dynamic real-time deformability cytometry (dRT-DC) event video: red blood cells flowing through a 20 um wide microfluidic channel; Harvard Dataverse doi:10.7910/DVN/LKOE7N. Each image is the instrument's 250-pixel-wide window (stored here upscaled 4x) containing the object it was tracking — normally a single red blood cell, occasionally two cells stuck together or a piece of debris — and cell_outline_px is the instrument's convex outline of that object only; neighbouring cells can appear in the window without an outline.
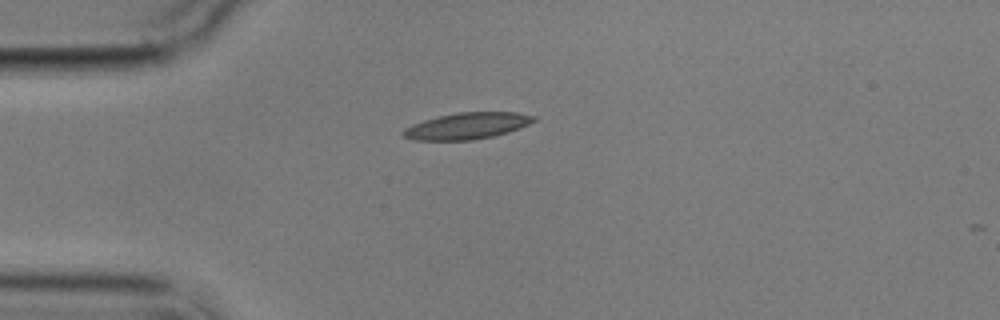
{"species": "common noctule bat (a hibernating species)", "species_latin": "Nyctalus noctula", "temperature_condition": "cold", "stored_images_in_passage": 5, "camera_frame_rate_fps": 3000, "um_per_image_px": 0.085, "animal": {"sex": "male", "body_mass_g": 17.9}, "frame": {"image": 1, "passage_image": 4, "time_ms": 5.333, "image_size_px": [1000, 320], "cell_outline_px": [[536, 120], [520, 128], [508, 132], [492, 136], [472, 140], [412, 140], [404, 136], [400, 132], [404, 128], [412, 124], [424, 120], [456, 112], [516, 112], [536, 116]], "centroid_in_image_um": [39.69, 10.7], "position_along_channel_um": 45.3, "area_um2": 20.11}}